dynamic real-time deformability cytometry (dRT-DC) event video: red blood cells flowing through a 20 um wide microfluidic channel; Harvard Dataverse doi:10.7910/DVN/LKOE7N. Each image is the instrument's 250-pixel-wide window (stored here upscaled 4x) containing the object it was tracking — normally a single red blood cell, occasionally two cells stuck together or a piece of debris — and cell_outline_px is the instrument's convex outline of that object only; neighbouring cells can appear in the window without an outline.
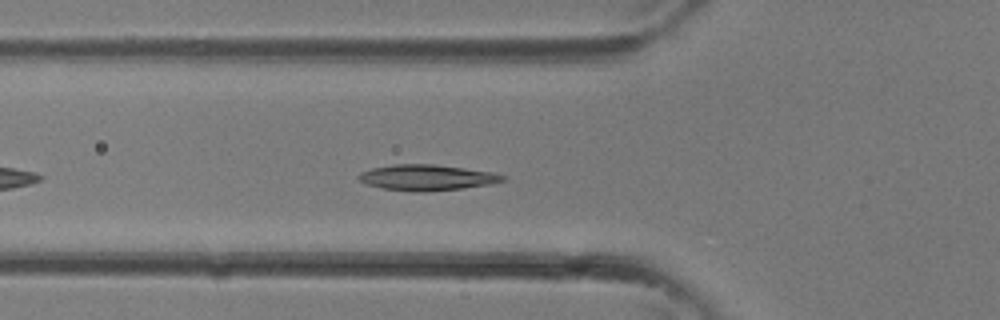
{"species": "common noctule bat (a hibernating species)", "species_latin": "Nyctalus noctula", "temperature_condition": "room temperature", "stored_images_in_passage": 27, "camera_frame_rate_fps": 3000, "um_per_image_px": 0.085, "animal": {"sex": "female"}, "frame": {"image": 1, "passage_image": 4, "time_ms": 1.0, "image_size_px": [1000, 320], "cell_outline_px": [[508, 180], [492, 184], [464, 188], [416, 192], [412, 192], [380, 188], [368, 184], [360, 180], [356, 176], [360, 172], [372, 168], [392, 164], [436, 164], [492, 172], [504, 176]], "centroid_in_image_um": [36.28, 15.09], "position_along_channel_um": 89.5, "area_um2": 21.73}}
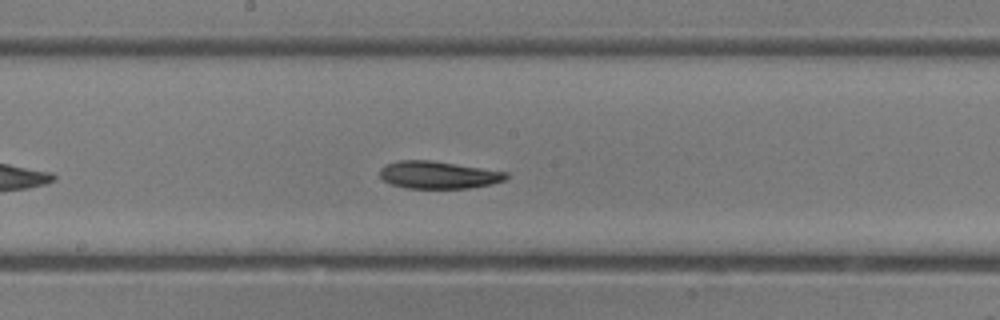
{"frame": {"image": 2, "passage_image": 10, "time_ms": 3.0, "image_size_px": [1000, 320], "cell_outline_px": [[508, 176], [504, 180], [492, 184], [468, 188], [408, 188], [392, 184], [384, 180], [380, 176], [380, 168], [384, 164], [396, 160], [432, 160], [508, 172]], "centroid_in_image_um": [37.24, 14.85], "position_along_channel_um": 211.0, "area_um2": 20.23}}
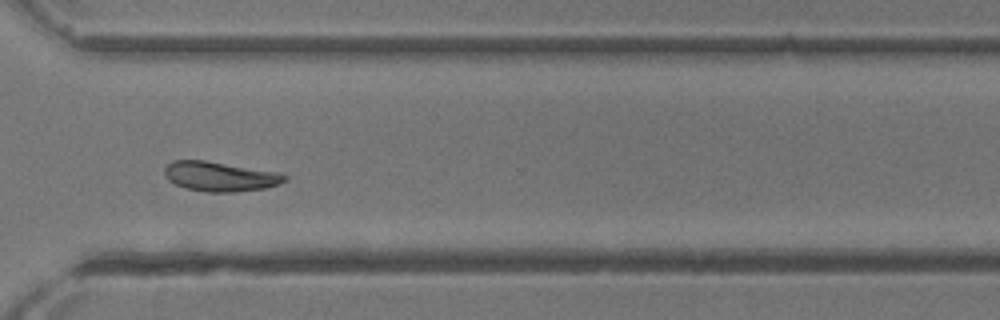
{"frame": {"image": 3, "passage_image": 17, "time_ms": 5.333, "image_size_px": [1000, 320], "cell_outline_px": [[288, 180], [280, 184], [264, 188], [236, 192], [204, 192], [188, 188], [176, 184], [168, 180], [164, 172], [164, 168], [172, 160], [204, 160], [280, 172], [288, 176]], "centroid_in_image_um": [18.74, 15.0], "position_along_channel_um": 351.9, "area_um2": 20.87}}